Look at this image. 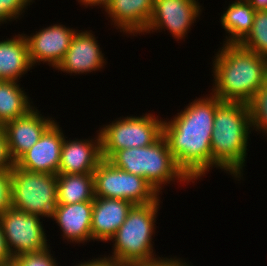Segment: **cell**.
<instances>
[{
	"mask_svg": "<svg viewBox=\"0 0 267 266\" xmlns=\"http://www.w3.org/2000/svg\"><path fill=\"white\" fill-rule=\"evenodd\" d=\"M11 191V170L0 172V215L12 207Z\"/></svg>",
	"mask_w": 267,
	"mask_h": 266,
	"instance_id": "27",
	"label": "cell"
},
{
	"mask_svg": "<svg viewBox=\"0 0 267 266\" xmlns=\"http://www.w3.org/2000/svg\"><path fill=\"white\" fill-rule=\"evenodd\" d=\"M75 33V29L55 24L25 36L31 65L43 61L56 68L70 47Z\"/></svg>",
	"mask_w": 267,
	"mask_h": 266,
	"instance_id": "12",
	"label": "cell"
},
{
	"mask_svg": "<svg viewBox=\"0 0 267 266\" xmlns=\"http://www.w3.org/2000/svg\"><path fill=\"white\" fill-rule=\"evenodd\" d=\"M255 11L246 0L229 4L221 16V24L228 36L225 44H239L251 31Z\"/></svg>",
	"mask_w": 267,
	"mask_h": 266,
	"instance_id": "21",
	"label": "cell"
},
{
	"mask_svg": "<svg viewBox=\"0 0 267 266\" xmlns=\"http://www.w3.org/2000/svg\"><path fill=\"white\" fill-rule=\"evenodd\" d=\"M93 201L58 204L54 220L63 232V238L75 243H84L92 239Z\"/></svg>",
	"mask_w": 267,
	"mask_h": 266,
	"instance_id": "18",
	"label": "cell"
},
{
	"mask_svg": "<svg viewBox=\"0 0 267 266\" xmlns=\"http://www.w3.org/2000/svg\"><path fill=\"white\" fill-rule=\"evenodd\" d=\"M239 44L267 58V10L255 12L251 31Z\"/></svg>",
	"mask_w": 267,
	"mask_h": 266,
	"instance_id": "23",
	"label": "cell"
},
{
	"mask_svg": "<svg viewBox=\"0 0 267 266\" xmlns=\"http://www.w3.org/2000/svg\"><path fill=\"white\" fill-rule=\"evenodd\" d=\"M116 168L143 177L159 193L162 185L175 179L192 180L178 166L162 136L154 144L116 151L109 159Z\"/></svg>",
	"mask_w": 267,
	"mask_h": 266,
	"instance_id": "5",
	"label": "cell"
},
{
	"mask_svg": "<svg viewBox=\"0 0 267 266\" xmlns=\"http://www.w3.org/2000/svg\"><path fill=\"white\" fill-rule=\"evenodd\" d=\"M12 208L41 217L55 218L57 175L30 172L17 167L11 170Z\"/></svg>",
	"mask_w": 267,
	"mask_h": 266,
	"instance_id": "6",
	"label": "cell"
},
{
	"mask_svg": "<svg viewBox=\"0 0 267 266\" xmlns=\"http://www.w3.org/2000/svg\"><path fill=\"white\" fill-rule=\"evenodd\" d=\"M6 245L12 257L24 253L39 252L46 248V233L40 217L14 208H9L0 215Z\"/></svg>",
	"mask_w": 267,
	"mask_h": 266,
	"instance_id": "9",
	"label": "cell"
},
{
	"mask_svg": "<svg viewBox=\"0 0 267 266\" xmlns=\"http://www.w3.org/2000/svg\"><path fill=\"white\" fill-rule=\"evenodd\" d=\"M39 114L40 112L34 107L24 116L13 119L2 126L15 162L39 140L44 131L54 122L52 118H46Z\"/></svg>",
	"mask_w": 267,
	"mask_h": 266,
	"instance_id": "13",
	"label": "cell"
},
{
	"mask_svg": "<svg viewBox=\"0 0 267 266\" xmlns=\"http://www.w3.org/2000/svg\"><path fill=\"white\" fill-rule=\"evenodd\" d=\"M10 260H13V257L7 248L3 229L0 223V263H6Z\"/></svg>",
	"mask_w": 267,
	"mask_h": 266,
	"instance_id": "30",
	"label": "cell"
},
{
	"mask_svg": "<svg viewBox=\"0 0 267 266\" xmlns=\"http://www.w3.org/2000/svg\"><path fill=\"white\" fill-rule=\"evenodd\" d=\"M252 129L267 133V81L257 90L255 95L247 103Z\"/></svg>",
	"mask_w": 267,
	"mask_h": 266,
	"instance_id": "24",
	"label": "cell"
},
{
	"mask_svg": "<svg viewBox=\"0 0 267 266\" xmlns=\"http://www.w3.org/2000/svg\"><path fill=\"white\" fill-rule=\"evenodd\" d=\"M33 0H0V24L1 22L17 19L24 12L27 5ZM23 11V12H22Z\"/></svg>",
	"mask_w": 267,
	"mask_h": 266,
	"instance_id": "26",
	"label": "cell"
},
{
	"mask_svg": "<svg viewBox=\"0 0 267 266\" xmlns=\"http://www.w3.org/2000/svg\"><path fill=\"white\" fill-rule=\"evenodd\" d=\"M57 122H53L39 140L16 162L21 169L47 174H58L64 134Z\"/></svg>",
	"mask_w": 267,
	"mask_h": 266,
	"instance_id": "11",
	"label": "cell"
},
{
	"mask_svg": "<svg viewBox=\"0 0 267 266\" xmlns=\"http://www.w3.org/2000/svg\"><path fill=\"white\" fill-rule=\"evenodd\" d=\"M160 199L147 204H134L124 223L110 239L113 255L104 257L113 266H132L160 259L154 257L152 242Z\"/></svg>",
	"mask_w": 267,
	"mask_h": 266,
	"instance_id": "4",
	"label": "cell"
},
{
	"mask_svg": "<svg viewBox=\"0 0 267 266\" xmlns=\"http://www.w3.org/2000/svg\"><path fill=\"white\" fill-rule=\"evenodd\" d=\"M61 148V160L58 174H89L94 173L101 155L100 133L95 140H65Z\"/></svg>",
	"mask_w": 267,
	"mask_h": 266,
	"instance_id": "15",
	"label": "cell"
},
{
	"mask_svg": "<svg viewBox=\"0 0 267 266\" xmlns=\"http://www.w3.org/2000/svg\"><path fill=\"white\" fill-rule=\"evenodd\" d=\"M0 266H18L14 260H10L6 263H0Z\"/></svg>",
	"mask_w": 267,
	"mask_h": 266,
	"instance_id": "34",
	"label": "cell"
},
{
	"mask_svg": "<svg viewBox=\"0 0 267 266\" xmlns=\"http://www.w3.org/2000/svg\"><path fill=\"white\" fill-rule=\"evenodd\" d=\"M112 0H79L82 5L87 6H102V8H107V6L111 3Z\"/></svg>",
	"mask_w": 267,
	"mask_h": 266,
	"instance_id": "32",
	"label": "cell"
},
{
	"mask_svg": "<svg viewBox=\"0 0 267 266\" xmlns=\"http://www.w3.org/2000/svg\"><path fill=\"white\" fill-rule=\"evenodd\" d=\"M76 266H113L107 259L104 257H100L98 259H92L89 261L81 262L80 264H76Z\"/></svg>",
	"mask_w": 267,
	"mask_h": 266,
	"instance_id": "31",
	"label": "cell"
},
{
	"mask_svg": "<svg viewBox=\"0 0 267 266\" xmlns=\"http://www.w3.org/2000/svg\"><path fill=\"white\" fill-rule=\"evenodd\" d=\"M17 82L0 80V126L24 116L34 108Z\"/></svg>",
	"mask_w": 267,
	"mask_h": 266,
	"instance_id": "22",
	"label": "cell"
},
{
	"mask_svg": "<svg viewBox=\"0 0 267 266\" xmlns=\"http://www.w3.org/2000/svg\"><path fill=\"white\" fill-rule=\"evenodd\" d=\"M200 13L201 6L196 0H154L152 15L144 32L166 29L175 39L181 40Z\"/></svg>",
	"mask_w": 267,
	"mask_h": 266,
	"instance_id": "10",
	"label": "cell"
},
{
	"mask_svg": "<svg viewBox=\"0 0 267 266\" xmlns=\"http://www.w3.org/2000/svg\"><path fill=\"white\" fill-rule=\"evenodd\" d=\"M94 173L57 174L58 204L94 201Z\"/></svg>",
	"mask_w": 267,
	"mask_h": 266,
	"instance_id": "20",
	"label": "cell"
},
{
	"mask_svg": "<svg viewBox=\"0 0 267 266\" xmlns=\"http://www.w3.org/2000/svg\"><path fill=\"white\" fill-rule=\"evenodd\" d=\"M51 250L46 248L39 252L24 253L13 258L18 266H57Z\"/></svg>",
	"mask_w": 267,
	"mask_h": 266,
	"instance_id": "25",
	"label": "cell"
},
{
	"mask_svg": "<svg viewBox=\"0 0 267 266\" xmlns=\"http://www.w3.org/2000/svg\"><path fill=\"white\" fill-rule=\"evenodd\" d=\"M213 61V95L221 101L248 103L267 81V58L240 44H225Z\"/></svg>",
	"mask_w": 267,
	"mask_h": 266,
	"instance_id": "2",
	"label": "cell"
},
{
	"mask_svg": "<svg viewBox=\"0 0 267 266\" xmlns=\"http://www.w3.org/2000/svg\"><path fill=\"white\" fill-rule=\"evenodd\" d=\"M132 266H190L186 262L181 261L180 259L176 258H163L158 259L152 262L148 263H141V264H135Z\"/></svg>",
	"mask_w": 267,
	"mask_h": 266,
	"instance_id": "29",
	"label": "cell"
},
{
	"mask_svg": "<svg viewBox=\"0 0 267 266\" xmlns=\"http://www.w3.org/2000/svg\"><path fill=\"white\" fill-rule=\"evenodd\" d=\"M97 42L90 31L76 30L70 47L55 69L70 74H85L100 70L106 62Z\"/></svg>",
	"mask_w": 267,
	"mask_h": 266,
	"instance_id": "14",
	"label": "cell"
},
{
	"mask_svg": "<svg viewBox=\"0 0 267 266\" xmlns=\"http://www.w3.org/2000/svg\"><path fill=\"white\" fill-rule=\"evenodd\" d=\"M121 118L99 130L102 159L123 149L152 145L163 136L164 121L152 114Z\"/></svg>",
	"mask_w": 267,
	"mask_h": 266,
	"instance_id": "7",
	"label": "cell"
},
{
	"mask_svg": "<svg viewBox=\"0 0 267 266\" xmlns=\"http://www.w3.org/2000/svg\"><path fill=\"white\" fill-rule=\"evenodd\" d=\"M247 103L222 101L216 108L211 136L212 167L242 176L252 130Z\"/></svg>",
	"mask_w": 267,
	"mask_h": 266,
	"instance_id": "3",
	"label": "cell"
},
{
	"mask_svg": "<svg viewBox=\"0 0 267 266\" xmlns=\"http://www.w3.org/2000/svg\"><path fill=\"white\" fill-rule=\"evenodd\" d=\"M133 205L122 199L95 197L91 222L92 240H110L124 223Z\"/></svg>",
	"mask_w": 267,
	"mask_h": 266,
	"instance_id": "16",
	"label": "cell"
},
{
	"mask_svg": "<svg viewBox=\"0 0 267 266\" xmlns=\"http://www.w3.org/2000/svg\"><path fill=\"white\" fill-rule=\"evenodd\" d=\"M254 9V11L267 10V0H246Z\"/></svg>",
	"mask_w": 267,
	"mask_h": 266,
	"instance_id": "33",
	"label": "cell"
},
{
	"mask_svg": "<svg viewBox=\"0 0 267 266\" xmlns=\"http://www.w3.org/2000/svg\"><path fill=\"white\" fill-rule=\"evenodd\" d=\"M195 99L171 121L163 122V137L178 166L192 180H198L212 167L211 136L217 96Z\"/></svg>",
	"mask_w": 267,
	"mask_h": 266,
	"instance_id": "1",
	"label": "cell"
},
{
	"mask_svg": "<svg viewBox=\"0 0 267 266\" xmlns=\"http://www.w3.org/2000/svg\"><path fill=\"white\" fill-rule=\"evenodd\" d=\"M154 0H112L105 11L120 32L144 33L151 18Z\"/></svg>",
	"mask_w": 267,
	"mask_h": 266,
	"instance_id": "17",
	"label": "cell"
},
{
	"mask_svg": "<svg viewBox=\"0 0 267 266\" xmlns=\"http://www.w3.org/2000/svg\"><path fill=\"white\" fill-rule=\"evenodd\" d=\"M25 35L0 41V80L18 81L32 69Z\"/></svg>",
	"mask_w": 267,
	"mask_h": 266,
	"instance_id": "19",
	"label": "cell"
},
{
	"mask_svg": "<svg viewBox=\"0 0 267 266\" xmlns=\"http://www.w3.org/2000/svg\"><path fill=\"white\" fill-rule=\"evenodd\" d=\"M14 166L15 161L11 156L4 128L0 126V172L12 170Z\"/></svg>",
	"mask_w": 267,
	"mask_h": 266,
	"instance_id": "28",
	"label": "cell"
},
{
	"mask_svg": "<svg viewBox=\"0 0 267 266\" xmlns=\"http://www.w3.org/2000/svg\"><path fill=\"white\" fill-rule=\"evenodd\" d=\"M95 197L115 198L133 204H147L159 199V193L143 177L116 168L102 159L94 171Z\"/></svg>",
	"mask_w": 267,
	"mask_h": 266,
	"instance_id": "8",
	"label": "cell"
}]
</instances>
